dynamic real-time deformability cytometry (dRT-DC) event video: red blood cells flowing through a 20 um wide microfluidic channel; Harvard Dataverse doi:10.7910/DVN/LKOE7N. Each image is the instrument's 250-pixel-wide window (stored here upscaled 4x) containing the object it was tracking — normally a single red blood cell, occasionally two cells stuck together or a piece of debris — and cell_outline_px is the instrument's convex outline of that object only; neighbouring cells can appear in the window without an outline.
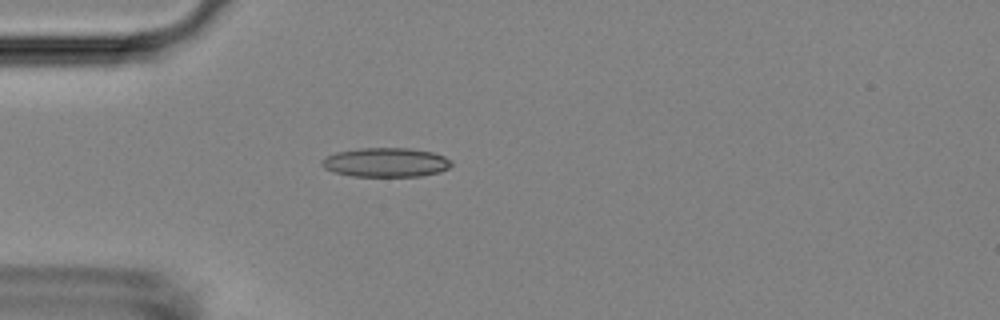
{"species": "Egyptian fruit bat (a non-hibernating species)", "species_latin": "Rousettus aegyptiacus", "temperature_condition": "room temperature", "stored_images_in_passage": 43, "camera_frame_rate_fps": 3000, "um_per_image_px": 0.085, "animal": {"sex": "female"}, "frame": {"image": 1, "passage_image": 4, "time_ms": 1.0, "image_size_px": [1000, 320], "cell_outline_px": [[452, 164], [448, 168], [440, 172], [420, 176], [352, 176], [332, 172], [324, 168], [320, 164], [320, 160], [336, 152], [360, 148], [408, 148], [432, 152], [444, 156], [452, 160]], "centroid_in_image_um": [32.78, 13.8], "position_along_channel_um": 52.2, "area_um2": 22.14}}
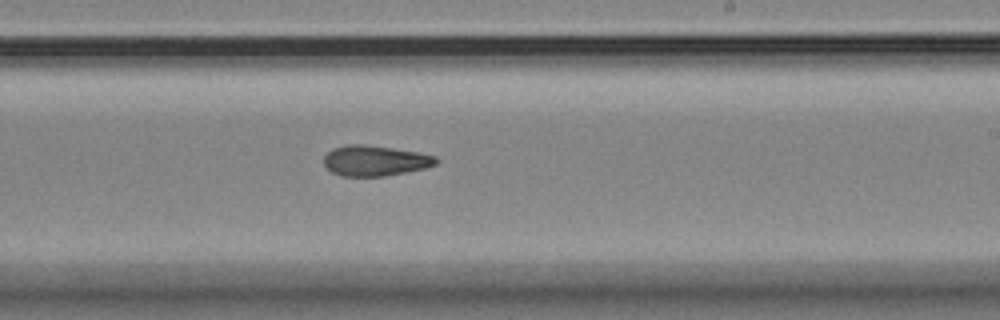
{"frame": {"image": 2, "passage_image": 21, "time_ms": 6.667, "image_size_px": [1000, 320], "cell_outline_px": [[440, 160], [436, 164], [424, 168], [384, 176], [340, 176], [332, 172], [324, 164], [324, 156], [332, 148], [348, 144], [364, 144], [420, 152], [436, 156]], "centroid_in_image_um": [31.88, 13.65], "position_along_channel_um": 257.1, "area_um2": 19.94}}
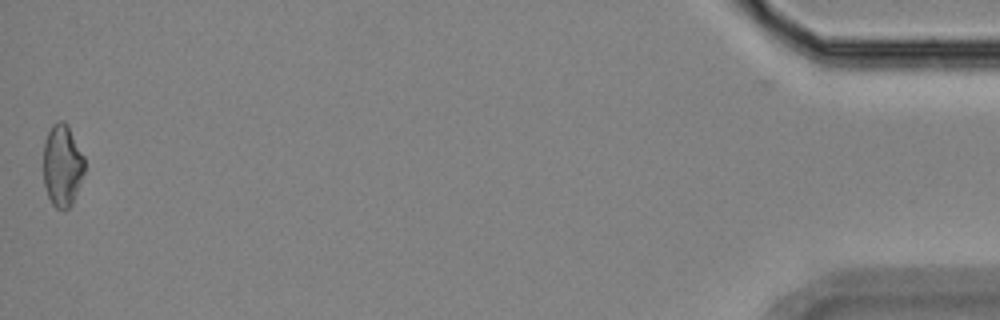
{"frame": {"image": 3, "passage_image": 42, "time_ms": 13.667, "image_size_px": [1000, 320], "cell_outline_px": [[84, 172], [72, 204], [68, 208], [56, 208], [52, 204], [48, 196], [44, 184], [44, 140], [52, 124], [60, 120], [64, 120], [68, 124], [84, 156]], "centroid_in_image_um": [5.29, 14.02], "position_along_channel_um": 429.9, "area_um2": 19.65}, "authors_computed_cell_mechanics": {"area_um2": 19.941, "velocity_mm_per_s": 3.7595, "shape_relaxation_time_tau1_ms": null, "shape_relaxation_time_tau2_ms": 7.3833, "deformation_change_tau1": null, "deformation_change_tau2": 0.1623}}